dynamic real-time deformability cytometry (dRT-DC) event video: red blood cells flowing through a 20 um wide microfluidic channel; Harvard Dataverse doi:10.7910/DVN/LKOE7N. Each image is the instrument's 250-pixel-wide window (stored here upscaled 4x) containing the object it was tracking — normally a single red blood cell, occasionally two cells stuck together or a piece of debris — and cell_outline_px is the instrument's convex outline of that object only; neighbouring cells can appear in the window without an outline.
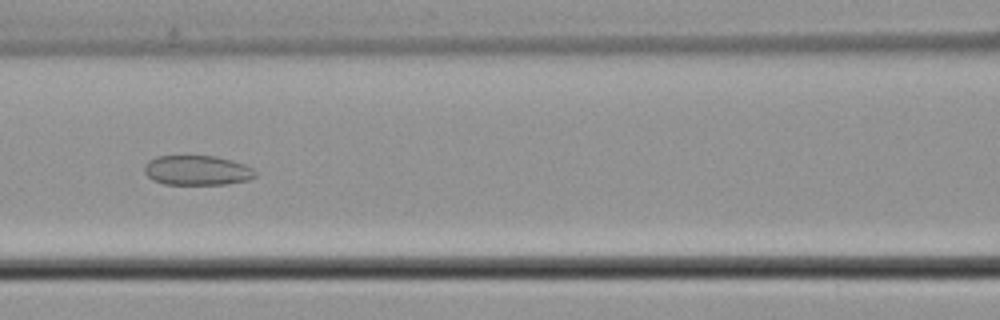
{"species": "common noctule bat (a hibernating species)", "species_latin": "Nyctalus noctula", "temperature_condition": "cold", "stored_images_in_passage": 45, "camera_frame_rate_fps": 3000, "um_per_image_px": 0.085, "animal": {"sex": "male", "body_mass_g": 21.5, "forearm_length_mm": 52.0}, "frame": {"image": 1, "passage_image": 16, "time_ms": 5.0, "image_size_px": [1000, 320], "cell_outline_px": [[256, 176], [248, 180], [224, 184], [164, 184], [152, 180], [144, 172], [144, 164], [148, 160], [156, 156], [216, 156], [232, 160], [244, 164], [252, 168], [256, 172]], "centroid_in_image_um": [16.73, 14.47], "position_along_channel_um": 149.9, "area_um2": 19.31}}
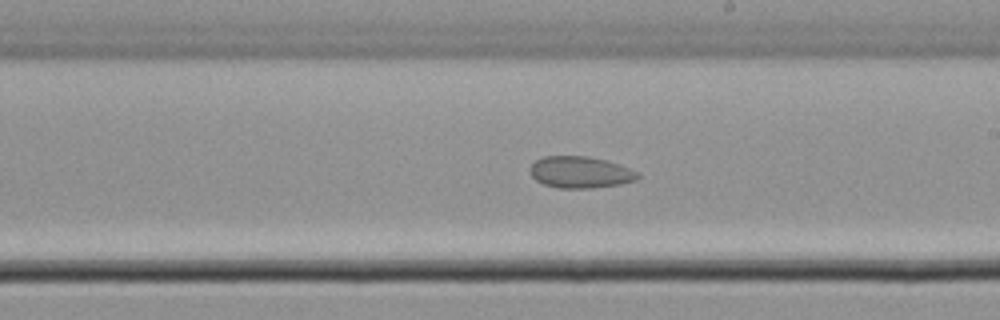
{"frame": {"image": 2, "passage_image": 23, "time_ms": 7.333, "image_size_px": [1000, 320], "cell_outline_px": [[640, 176], [636, 180], [620, 184], [592, 188], [556, 188], [544, 184], [536, 180], [528, 172], [528, 168], [536, 160], [544, 156], [588, 156], [604, 160], [628, 168], [636, 172]], "centroid_in_image_um": [49.26, 14.64], "position_along_channel_um": 239.7, "area_um2": 19.77}}
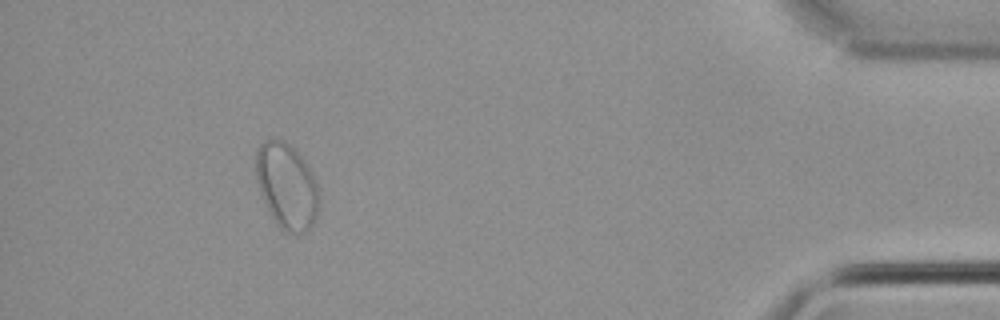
{"frame": {"image": 3, "passage_image": 41, "time_ms": 13.333, "image_size_px": [1000, 320], "cell_outline_px": [[320, 204], [316, 216], [312, 224], [304, 232], [284, 232], [276, 224], [260, 192], [256, 180], [256, 152], [260, 144], [264, 140], [280, 140], [288, 144], [304, 160], [316, 180], [320, 196]], "centroid_in_image_um": [24.38, 15.82], "position_along_channel_um": 410.8, "area_um2": 31.21}}